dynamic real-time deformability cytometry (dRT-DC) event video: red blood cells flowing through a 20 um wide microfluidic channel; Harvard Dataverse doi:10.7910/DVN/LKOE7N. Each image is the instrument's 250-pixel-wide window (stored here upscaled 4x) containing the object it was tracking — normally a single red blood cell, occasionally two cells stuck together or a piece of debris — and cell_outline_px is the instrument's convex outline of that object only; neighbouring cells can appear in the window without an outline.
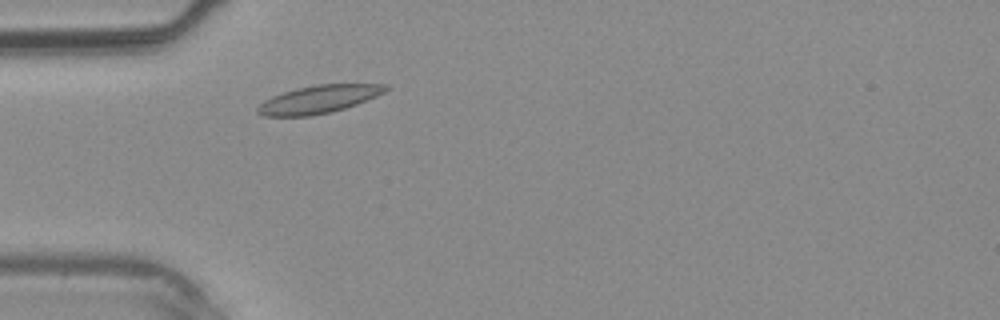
{"species": "common noctule bat (a hibernating species)", "species_latin": "Nyctalus noctula", "temperature_condition": "warm", "stored_images_in_passage": 29, "camera_frame_rate_fps": 3000, "um_per_image_px": 0.085, "animal": {"sex": "male", "body_mass_g": 20.4}, "frame": {"image": 1, "passage_image": 1, "time_ms": 0.0, "image_size_px": [1000, 320], "cell_outline_px": [[392, 88], [376, 96], [356, 104], [332, 112], [312, 116], [264, 116], [256, 112], [256, 108], [264, 100], [272, 96], [296, 88], [316, 84], [388, 84]], "centroid_in_image_um": [27.09, 8.44], "position_along_channel_um": 57.9, "area_um2": 20.87}}
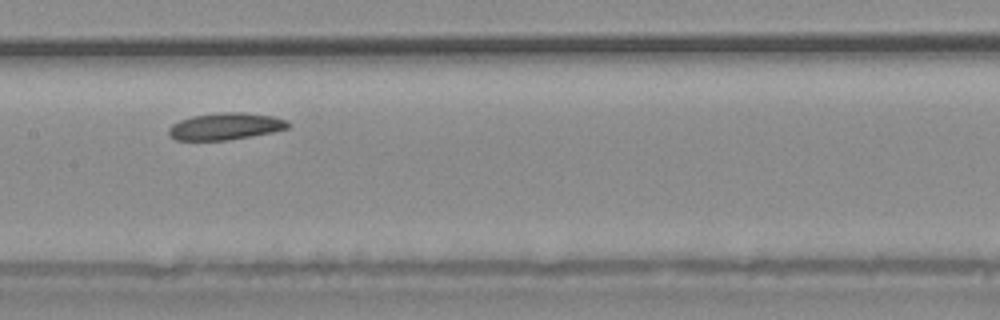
{"frame": {"image": 2, "passage_image": 9, "time_ms": 2.667, "image_size_px": [1000, 320], "cell_outline_px": [[292, 124], [288, 128], [272, 132], [252, 136], [228, 140], [176, 140], [168, 132], [168, 128], [172, 124], [180, 120], [192, 116], [220, 112], [244, 112], [272, 116], [284, 120]], "centroid_in_image_um": [19.17, 10.73], "position_along_channel_um": 188.2, "area_um2": 18.67}}
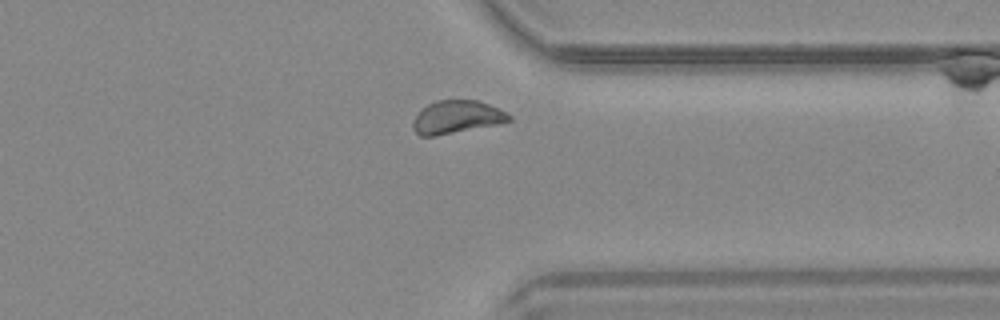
{"frame": {"image": 3, "passage_image": 20, "time_ms": 6.333, "image_size_px": [1000, 320], "cell_outline_px": [[512, 120], [496, 124], [436, 136], [420, 136], [412, 128], [412, 120], [428, 104], [436, 100], [476, 100], [488, 104], [508, 112], [512, 116]], "centroid_in_image_um": [38.82, 9.95], "position_along_channel_um": 372.6, "area_um2": 18.32}}